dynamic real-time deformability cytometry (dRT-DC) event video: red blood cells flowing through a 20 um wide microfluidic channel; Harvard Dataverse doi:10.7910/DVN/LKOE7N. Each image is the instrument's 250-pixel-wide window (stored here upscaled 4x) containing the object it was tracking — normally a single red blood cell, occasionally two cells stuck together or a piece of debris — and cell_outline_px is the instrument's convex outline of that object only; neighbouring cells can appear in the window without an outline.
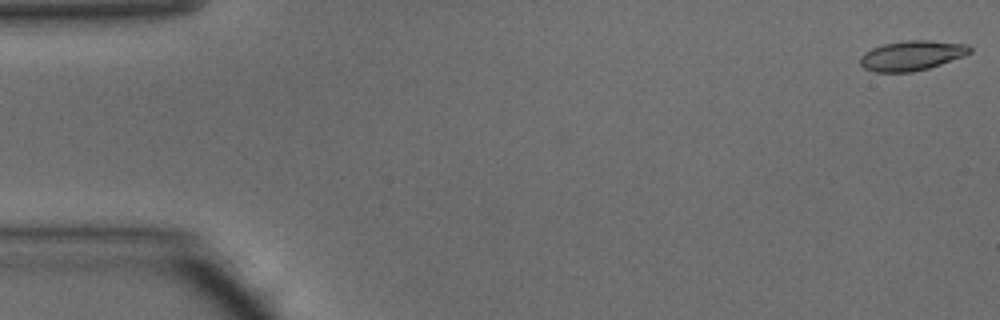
{"species": "common noctule bat (a hibernating species)", "species_latin": "Nyctalus noctula", "temperature_condition": "warm", "stored_images_in_passage": 8, "camera_frame_rate_fps": 3000, "um_per_image_px": 0.085, "animal": {"sex": "male", "body_mass_g": 15.6}, "frame": {"image": 1, "passage_image": 1, "time_ms": 0.0, "image_size_px": [1000, 320], "cell_outline_px": [[972, 52], [964, 56], [928, 68], [912, 72], [876, 72], [864, 68], [860, 64], [860, 56], [864, 52], [872, 48], [884, 44], [904, 40], [928, 40], [968, 44], [972, 48]], "centroid_in_image_um": [77.5, 4.71], "position_along_channel_um": 7.5, "area_um2": 19.13}}